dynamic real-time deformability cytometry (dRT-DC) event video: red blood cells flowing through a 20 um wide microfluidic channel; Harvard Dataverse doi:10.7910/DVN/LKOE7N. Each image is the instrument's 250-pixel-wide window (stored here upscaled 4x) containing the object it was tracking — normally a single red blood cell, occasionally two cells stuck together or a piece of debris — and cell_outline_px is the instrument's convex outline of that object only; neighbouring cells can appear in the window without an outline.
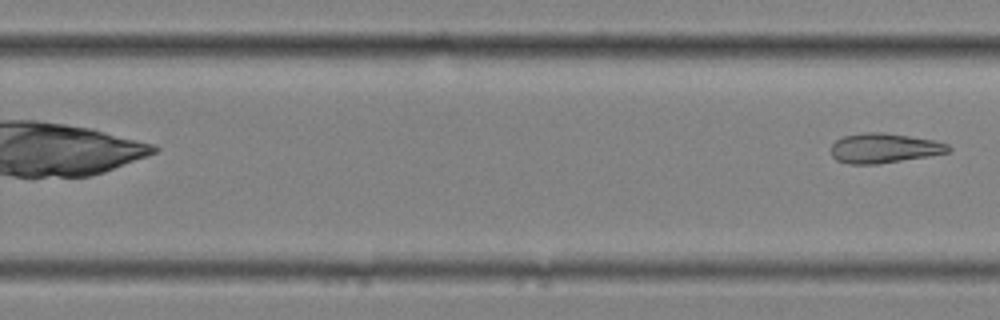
{"species": "common noctule bat (a hibernating species)", "species_latin": "Nyctalus noctula", "temperature_condition": "cold", "stored_images_in_passage": 8, "camera_frame_rate_fps": 3000, "um_per_image_px": 0.085, "animal": {"sex": "female", "body_mass_g": 25.1}, "frame": {"image": 1, "passage_image": 8, "time_ms": 2.333, "image_size_px": [1000, 320], "cell_outline_px": [[952, 148], [948, 152], [928, 156], [876, 164], [848, 164], [836, 160], [832, 156], [832, 144], [836, 140], [844, 136], [864, 132], [884, 132], [936, 140], [948, 144]], "centroid_in_image_um": [75.15, 12.58], "position_along_channel_um": 254.6, "area_um2": 20.35}}